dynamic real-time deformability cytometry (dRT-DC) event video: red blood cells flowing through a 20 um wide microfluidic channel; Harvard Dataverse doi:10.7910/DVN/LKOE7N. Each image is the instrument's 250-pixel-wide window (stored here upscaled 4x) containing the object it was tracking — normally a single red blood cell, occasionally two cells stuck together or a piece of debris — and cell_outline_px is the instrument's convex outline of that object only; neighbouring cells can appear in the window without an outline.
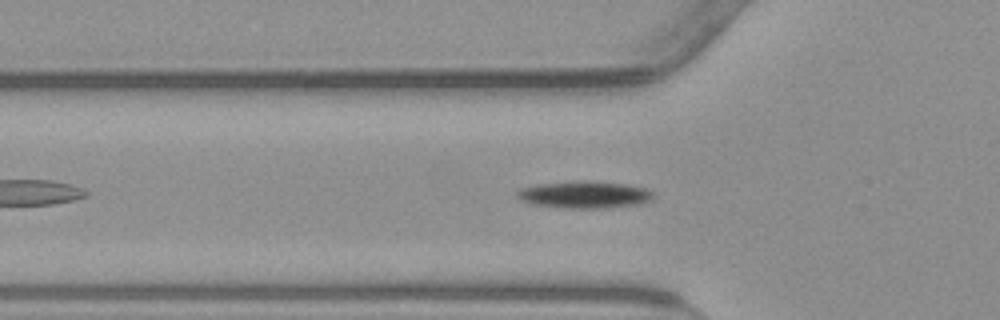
{"species": "common noctule bat (a hibernating species)", "species_latin": "Nyctalus noctula", "temperature_condition": "warm", "stored_images_in_passage": 47, "camera_frame_rate_fps": 3000, "um_per_image_px": 0.085, "animal": {"sex": "male", "body_mass_g": 23.1, "forearm_length_mm": 52.7}, "frame": {"image": 1, "passage_image": 9, "time_ms": 2.667, "image_size_px": [1000, 320], "cell_outline_px": [[652, 196], [648, 200], [640, 204], [604, 208], [564, 208], [536, 204], [524, 200], [516, 196], [516, 192], [524, 188], [540, 184], [624, 184], [644, 188], [652, 192]], "centroid_in_image_um": [49.71, 16.61], "position_along_channel_um": 76.1, "area_um2": 19.71}}
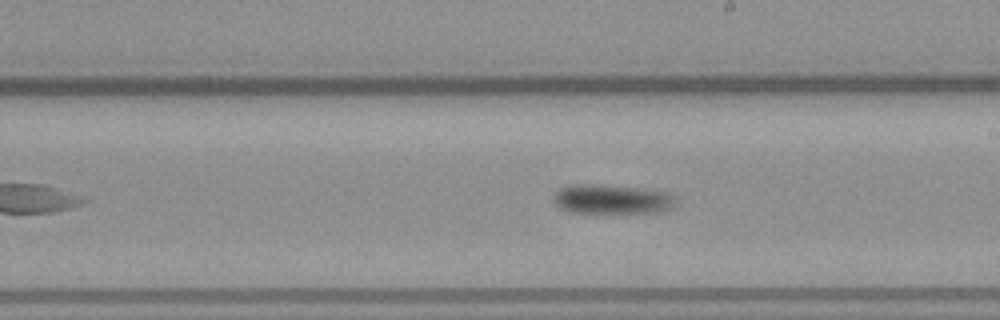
{"frame": {"image": 2, "passage_image": 22, "time_ms": 7.0, "image_size_px": [1000, 320], "cell_outline_px": [[672, 208], [652, 212], [572, 212], [560, 208], [556, 204], [556, 192], [560, 188], [572, 184], [624, 188], [664, 192], [668, 196], [672, 204]], "centroid_in_image_um": [51.88, 16.96], "position_along_channel_um": 237.1, "area_um2": 19.25}}
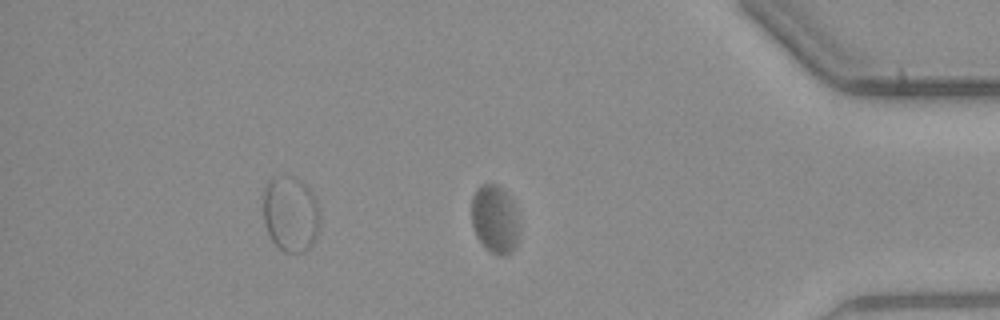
{"frame": {"image": 3, "passage_image": 37, "time_ms": 12.0, "image_size_px": [1000, 320], "cell_outline_px": [[516, 244], [512, 252], [504, 256], [492, 252], [484, 248], [476, 236], [472, 228], [472, 196], [476, 188], [480, 184], [496, 184], [508, 192], [512, 200], [516, 212]], "centroid_in_image_um": [42.01, 18.6], "position_along_channel_um": 393.2, "area_um2": 18.9}}